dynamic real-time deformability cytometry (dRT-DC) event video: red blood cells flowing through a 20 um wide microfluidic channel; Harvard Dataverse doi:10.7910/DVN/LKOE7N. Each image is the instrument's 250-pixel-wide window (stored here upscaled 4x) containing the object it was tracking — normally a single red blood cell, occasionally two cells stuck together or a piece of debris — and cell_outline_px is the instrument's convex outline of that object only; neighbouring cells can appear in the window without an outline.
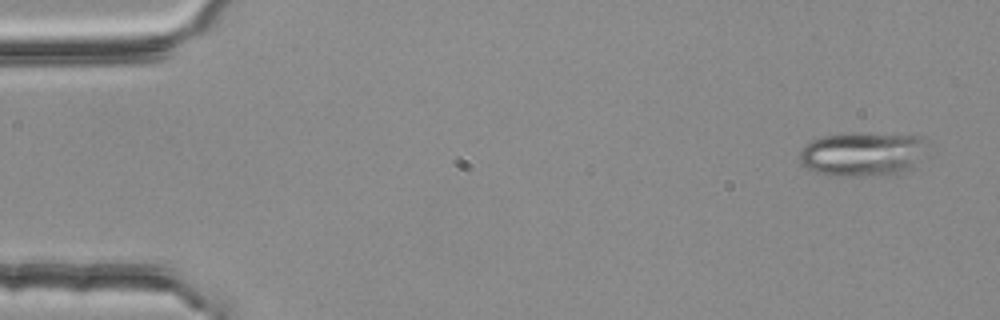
{"species": "common noctule bat (a hibernating species)", "species_latin": "Nyctalus noctula", "temperature_condition": "room temperature", "stored_images_in_passage": 4, "camera_frame_rate_fps": 3000, "um_per_image_px": 0.085, "animal": {"sex": "female", "body_mass_g": 25.1}, "frame": {"image": 1, "passage_image": 1, "time_ms": 0.0, "image_size_px": [1000, 320], "cell_outline_px": [[928, 144], [912, 168], [908, 172], [880, 176], [828, 176], [816, 172], [808, 168], [800, 160], [800, 148], [804, 144], [812, 140], [824, 136], [848, 132], [864, 132], [924, 136], [928, 140]], "centroid_in_image_um": [73.34, 13.08], "position_along_channel_um": 11.7, "area_um2": 33.7}}